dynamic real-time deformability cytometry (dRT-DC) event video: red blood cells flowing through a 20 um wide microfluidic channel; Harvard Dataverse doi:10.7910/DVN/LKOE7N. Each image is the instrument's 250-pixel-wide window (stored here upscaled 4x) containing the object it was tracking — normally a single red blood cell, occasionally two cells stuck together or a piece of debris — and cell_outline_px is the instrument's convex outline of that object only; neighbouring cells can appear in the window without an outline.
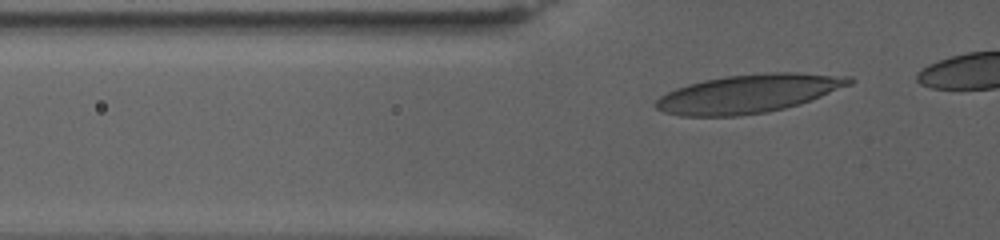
{"species": "human", "species_latin": "Homo sapiens", "temperature_condition": "warm", "stored_images_in_passage": 51, "camera_frame_rate_fps": 3000, "um_per_image_px": 0.085, "donor": {"sex": "female"}, "frame": {"image": 1, "passage_image": 8, "time_ms": 2.333, "image_size_px": [1000, 240], "cell_outline_px": [[856, 80], [852, 84], [800, 104], [768, 112], [736, 116], [680, 116], [664, 112], [656, 108], [652, 104], [660, 96], [676, 88], [688, 84], [704, 80], [728, 76], [768, 72], [796, 72], [852, 76]], "centroid_in_image_um": [63.65, 7.95], "position_along_channel_um": 62.2, "area_um2": 43.52}}
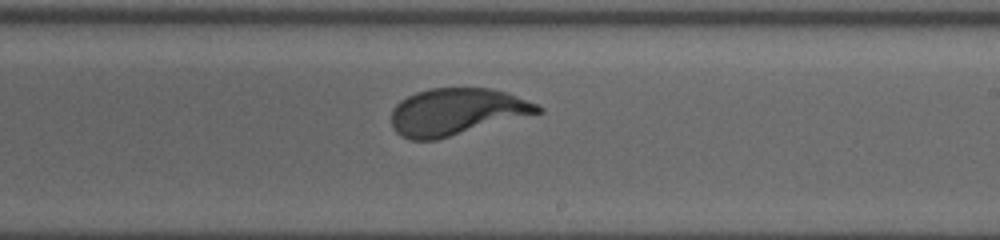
{"frame": {"image": 2, "passage_image": 31, "time_ms": 10.0, "image_size_px": [1000, 240], "cell_outline_px": [[544, 112], [436, 140], [408, 140], [400, 136], [392, 128], [392, 108], [400, 100], [416, 92], [432, 88], [492, 88], [504, 92], [536, 104], [544, 108]], "centroid_in_image_um": [38.78, 9.51], "position_along_channel_um": 250.2, "area_um2": 40.0}}
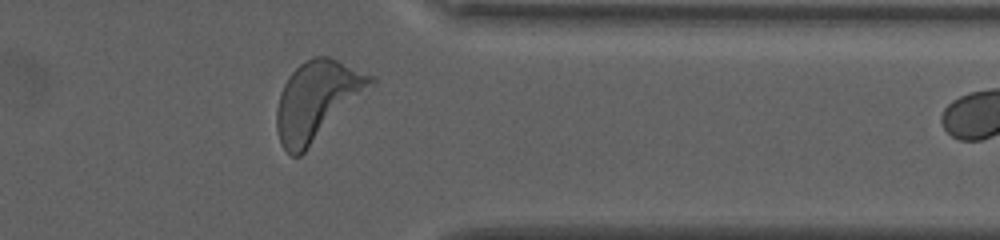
{"frame": {"image": 3, "passage_image": 47, "time_ms": 15.333, "image_size_px": [1000, 240], "cell_outline_px": [[376, 80], [300, 156], [292, 156], [280, 144], [276, 128], [276, 108], [280, 92], [288, 76], [300, 64], [316, 56], [328, 56], [372, 76]], "centroid_in_image_um": [26.87, 8.54], "position_along_channel_um": 384.5, "area_um2": 41.91}}